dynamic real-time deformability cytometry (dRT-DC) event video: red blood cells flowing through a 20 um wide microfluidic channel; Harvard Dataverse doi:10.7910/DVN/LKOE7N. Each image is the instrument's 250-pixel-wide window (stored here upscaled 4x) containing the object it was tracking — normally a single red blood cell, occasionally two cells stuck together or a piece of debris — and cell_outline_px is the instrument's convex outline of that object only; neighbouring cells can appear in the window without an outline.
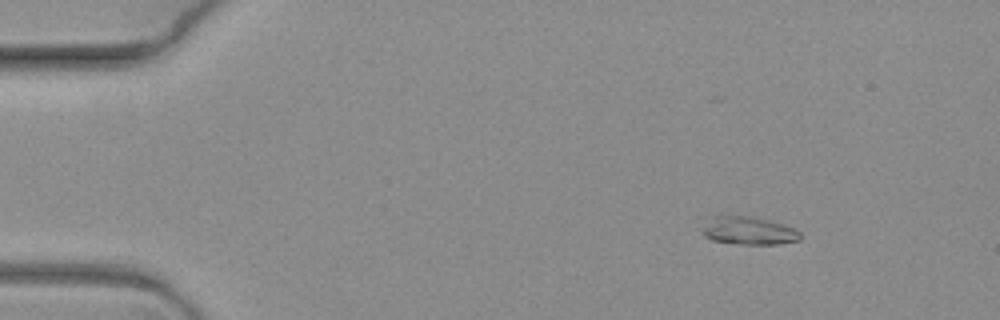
{"species": "common noctule bat (a hibernating species)", "species_latin": "Nyctalus noctula", "temperature_condition": "warm", "stored_images_in_passage": 4, "camera_frame_rate_fps": 3000, "um_per_image_px": 0.085, "animal": {"sex": "female", "body_mass_g": 19.3, "forearm_length_mm": 54.1}, "frame": {"image": 1, "passage_image": 1, "time_ms": 0.0, "image_size_px": [1000, 320], "cell_outline_px": [[804, 236], [800, 240], [776, 244], [740, 244], [712, 240], [704, 236], [696, 228], [704, 216], [752, 216], [768, 220], [796, 228]], "centroid_in_image_um": [63.5, 19.58], "position_along_channel_um": 21.5, "area_um2": 16.76}}
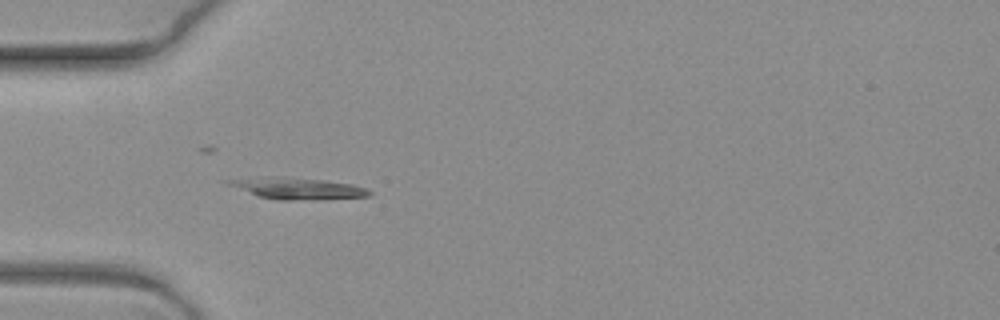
{"frame": {"image": 2, "passage_image": 4, "time_ms": 1.0, "image_size_px": [1000, 320], "cell_outline_px": [[372, 196], [320, 200], [280, 200], [260, 196], [228, 184], [224, 180], [324, 180], [352, 184], [368, 188], [372, 192]], "centroid_in_image_um": [25.61, 16.1], "position_along_channel_um": 59.4, "area_um2": 16.13}}